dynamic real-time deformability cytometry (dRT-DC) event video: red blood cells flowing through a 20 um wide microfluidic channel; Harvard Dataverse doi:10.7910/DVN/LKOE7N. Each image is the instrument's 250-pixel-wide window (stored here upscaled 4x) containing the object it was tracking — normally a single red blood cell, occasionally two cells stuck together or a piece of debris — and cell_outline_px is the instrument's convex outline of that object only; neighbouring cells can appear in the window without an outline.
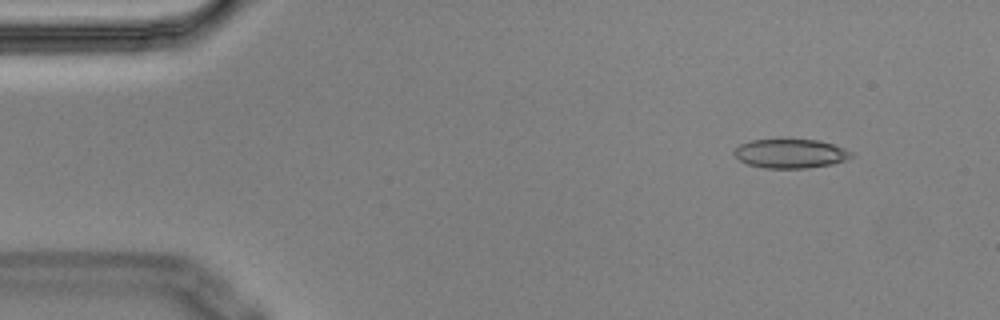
{"species": "Egyptian fruit bat (a non-hibernating species)", "species_latin": "Rousettus aegyptiacus", "temperature_condition": "cold", "stored_images_in_passage": 3, "camera_frame_rate_fps": 3000, "um_per_image_px": 0.085, "animal": {"sex": "male"}, "frame": {"image": 1, "passage_image": 1, "time_ms": 0.0, "image_size_px": [1000, 320], "cell_outline_px": [[852, 156], [844, 160], [832, 164], [804, 168], [764, 168], [748, 164], [740, 160], [732, 152], [740, 144], [752, 140], [820, 140], [844, 148], [852, 152]], "centroid_in_image_um": [67.18, 13.05], "position_along_channel_um": 17.8, "area_um2": 19.59}}
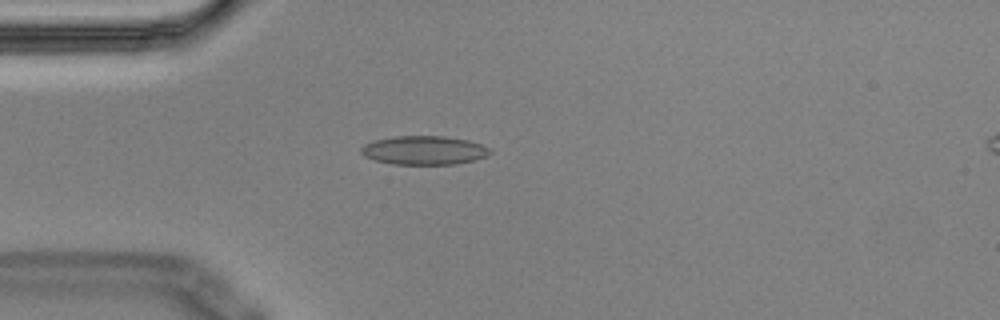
{"frame": {"image": 2, "passage_image": 3, "time_ms": 0.667, "image_size_px": [1000, 320], "cell_outline_px": [[492, 152], [488, 156], [476, 160], [456, 164], [392, 164], [376, 160], [364, 156], [360, 152], [360, 148], [364, 144], [372, 140], [396, 136], [444, 136], [468, 140], [480, 144], [488, 148]], "centroid_in_image_um": [36.04, 12.77], "position_along_channel_um": 49.0, "area_um2": 21.73}}